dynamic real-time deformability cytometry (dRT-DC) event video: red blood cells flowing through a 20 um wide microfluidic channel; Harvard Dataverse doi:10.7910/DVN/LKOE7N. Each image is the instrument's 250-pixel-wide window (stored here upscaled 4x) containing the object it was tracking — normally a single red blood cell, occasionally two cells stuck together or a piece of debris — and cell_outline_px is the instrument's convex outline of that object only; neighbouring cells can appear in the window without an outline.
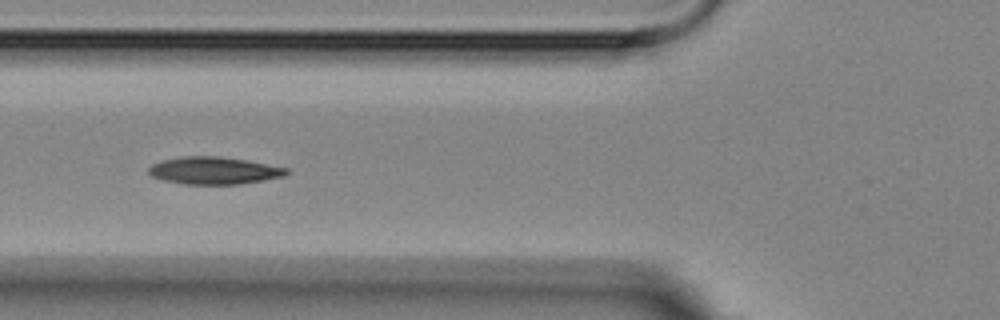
{"species": "Egyptian fruit bat (a non-hibernating species)", "species_latin": "Rousettus aegyptiacus", "temperature_condition": "room temperature", "stored_images_in_passage": 7, "camera_frame_rate_fps": 3000, "um_per_image_px": 0.085, "animal": {"sex": "female"}, "frame": {"image": 1, "passage_image": 6, "time_ms": 5.667, "image_size_px": [1000, 320], "cell_outline_px": [[288, 172], [284, 176], [264, 180], [240, 184], [184, 184], [164, 180], [152, 176], [148, 172], [148, 168], [152, 164], [164, 160], [180, 156], [220, 156], [248, 160], [288, 168]], "centroid_in_image_um": [18.19, 14.49], "position_along_channel_um": 107.6, "area_um2": 21.96}}
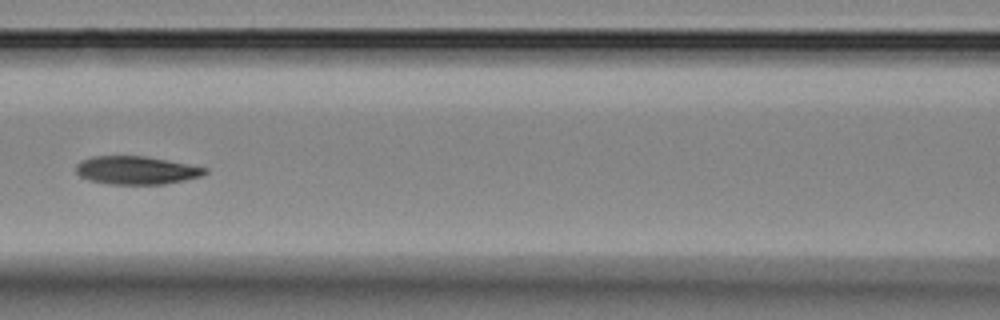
{"frame": {"image": 2, "passage_image": 7, "time_ms": 7.0, "image_size_px": [1000, 320], "cell_outline_px": [[208, 172], [200, 176], [184, 180], [164, 184], [108, 184], [88, 180], [80, 176], [76, 172], [76, 164], [92, 156], [144, 156], [208, 168]], "centroid_in_image_um": [11.56, 14.48], "position_along_channel_um": 155.0, "area_um2": 20.98}}